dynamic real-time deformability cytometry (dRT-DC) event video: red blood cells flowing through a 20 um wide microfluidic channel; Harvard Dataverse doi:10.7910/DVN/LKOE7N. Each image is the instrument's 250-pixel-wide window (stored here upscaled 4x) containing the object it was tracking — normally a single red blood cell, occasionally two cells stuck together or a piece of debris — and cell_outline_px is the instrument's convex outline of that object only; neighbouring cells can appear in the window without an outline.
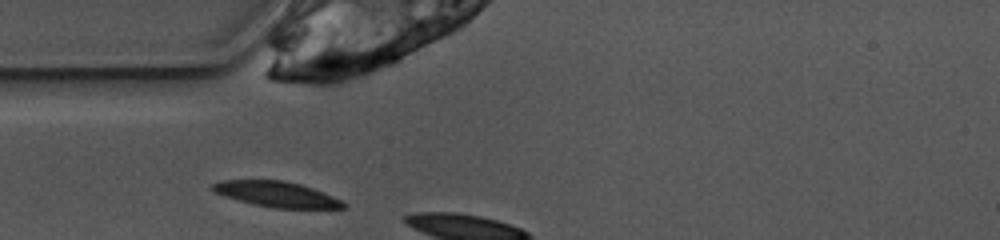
{"species": "common noctule bat (a hibernating species)", "species_latin": "Nyctalus noctula", "temperature_condition": "warm", "stored_images_in_passage": 3, "camera_frame_rate_fps": 3000, "um_per_image_px": 0.085, "animal": {"sex": "female", "body_mass_g": 10.0, "forearm_length_mm": 53.1}, "frame": {"image": 1, "passage_image": 1, "time_ms": 0.0, "image_size_px": [1000, 240], "cell_outline_px": [[348, 204], [344, 208], [276, 208], [256, 204], [224, 196], [216, 192], [212, 188], [212, 184], [220, 180], [284, 180], [300, 184], [324, 192]], "centroid_in_image_um": [23.54, 16.5], "position_along_channel_um": 61.5, "area_um2": 19.13}}